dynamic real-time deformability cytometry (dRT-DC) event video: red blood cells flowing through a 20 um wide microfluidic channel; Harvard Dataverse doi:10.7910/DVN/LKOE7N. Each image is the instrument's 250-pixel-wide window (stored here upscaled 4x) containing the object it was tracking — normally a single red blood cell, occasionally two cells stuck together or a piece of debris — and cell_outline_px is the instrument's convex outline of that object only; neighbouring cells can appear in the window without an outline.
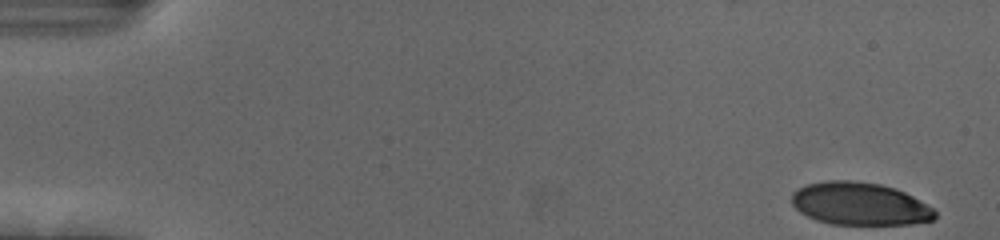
{"species": "human", "species_latin": "Homo sapiens", "temperature_condition": "cold", "stored_images_in_passage": 47, "camera_frame_rate_fps": 3000, "um_per_image_px": 0.085, "donor": {"sex": "female"}, "frame": {"image": 1, "passage_image": 1, "time_ms": 0.0, "image_size_px": [1000, 240], "cell_outline_px": [[936, 220], [912, 224], [832, 224], [816, 220], [800, 212], [792, 204], [792, 192], [796, 188], [808, 184], [828, 180], [848, 180], [880, 184], [896, 188], [912, 196], [932, 208], [936, 212]], "centroid_in_image_um": [73.07, 17.32], "position_along_channel_um": 11.9, "area_um2": 35.66}}
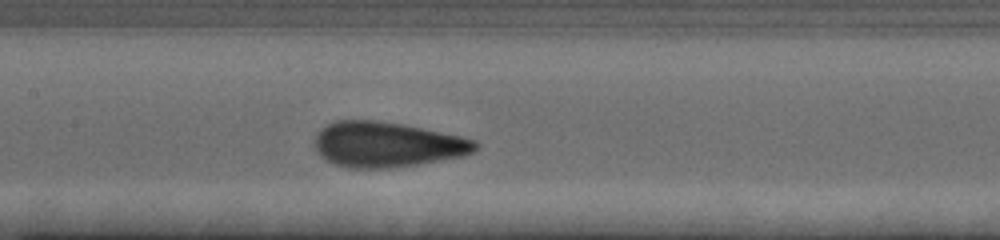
{"frame": {"image": 2, "passage_image": 26, "time_ms": 8.333, "image_size_px": [1000, 240], "cell_outline_px": [[480, 148], [464, 156], [420, 164], [392, 168], [348, 168], [324, 160], [316, 152], [316, 132], [320, 128], [336, 120], [376, 120], [404, 124], [460, 136], [476, 140], [480, 144]], "centroid_in_image_um": [32.91, 12.29], "position_along_channel_um": 174.5, "area_um2": 42.77}}
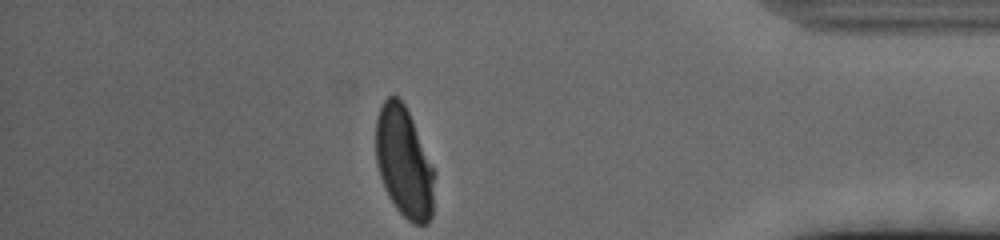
{"frame": {"image": 3, "passage_image": 47, "time_ms": 15.333, "image_size_px": [1000, 240], "cell_outline_px": [[436, 172], [432, 216], [428, 224], [412, 224], [396, 208], [388, 196], [384, 188], [376, 164], [376, 120], [380, 108], [384, 100], [388, 96], [396, 96], [404, 104], [412, 120]], "centroid_in_image_um": [34.36, 13.84], "position_along_channel_um": 400.8, "area_um2": 37.97}, "authors_computed_cell_mechanics": {"area_um2": 41.2114, "velocity_mm_per_s": 3.6973, "shape_relaxation_time_tau1_ms": 5.2893, "shape_relaxation_time_tau2_ms": 0.8451, "deformation_change_tau1": 0.1995, "deformation_change_tau2": 0.0788}}